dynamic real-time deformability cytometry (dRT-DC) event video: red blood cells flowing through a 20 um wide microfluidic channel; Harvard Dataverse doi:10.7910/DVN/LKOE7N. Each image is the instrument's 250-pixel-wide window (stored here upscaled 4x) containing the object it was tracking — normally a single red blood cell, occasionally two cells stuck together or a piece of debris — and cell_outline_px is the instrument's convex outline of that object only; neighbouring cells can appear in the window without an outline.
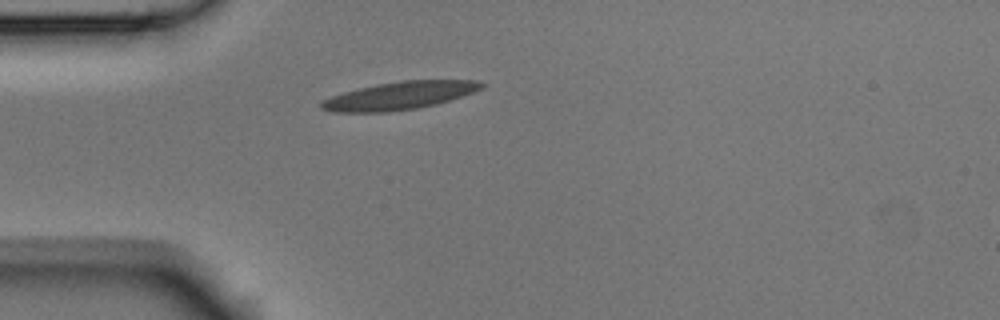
{"species": "Egyptian fruit bat (a non-hibernating species)", "species_latin": "Rousettus aegyptiacus", "temperature_condition": "room temperature", "stored_images_in_passage": 1, "camera_frame_rate_fps": 3000, "um_per_image_px": 0.085, "animal": {"sex": "male"}, "frame": {"image": 1, "passage_image": 1, "time_ms": 0.0, "image_size_px": [1000, 320], "cell_outline_px": [[488, 84], [472, 92], [436, 104], [416, 108], [388, 112], [332, 112], [320, 108], [320, 104], [324, 100], [332, 96], [344, 92], [376, 84], [400, 80], [480, 80]], "centroid_in_image_um": [33.96, 8.12], "position_along_channel_um": 51.0, "area_um2": 25.78}}